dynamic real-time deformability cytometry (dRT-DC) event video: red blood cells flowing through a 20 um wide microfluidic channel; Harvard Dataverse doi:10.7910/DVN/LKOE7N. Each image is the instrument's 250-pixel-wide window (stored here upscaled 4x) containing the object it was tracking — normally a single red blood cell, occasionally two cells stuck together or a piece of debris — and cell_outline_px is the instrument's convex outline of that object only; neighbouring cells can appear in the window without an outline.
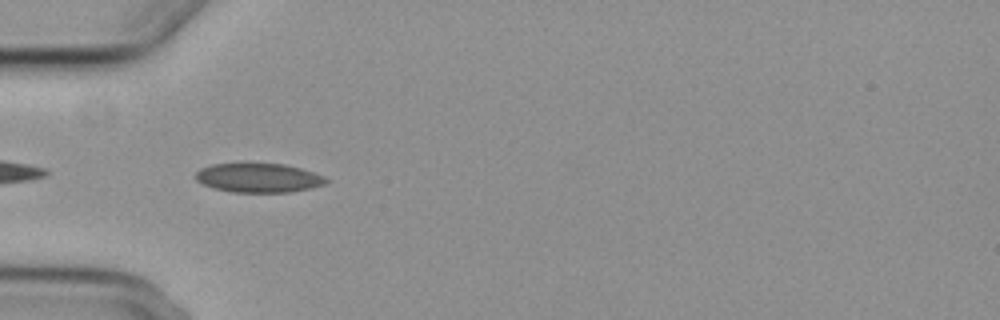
{"species": "common noctule bat (a hibernating species)", "species_latin": "Nyctalus noctula", "temperature_condition": "cold", "stored_images_in_passage": 7, "camera_frame_rate_fps": 3000, "um_per_image_px": 0.085, "animal": {"sex": "female", "body_mass_g": 29.2, "forearm_length_mm": 56.3}, "frame": {"image": 1, "passage_image": 5, "time_ms": 4.667, "image_size_px": [1000, 320], "cell_outline_px": [[328, 180], [324, 184], [312, 188], [292, 192], [232, 192], [212, 188], [196, 180], [196, 172], [200, 168], [212, 164], [284, 164], [300, 168], [324, 176]], "centroid_in_image_um": [21.97, 15.13], "position_along_channel_um": 63.0, "area_um2": 22.02}}
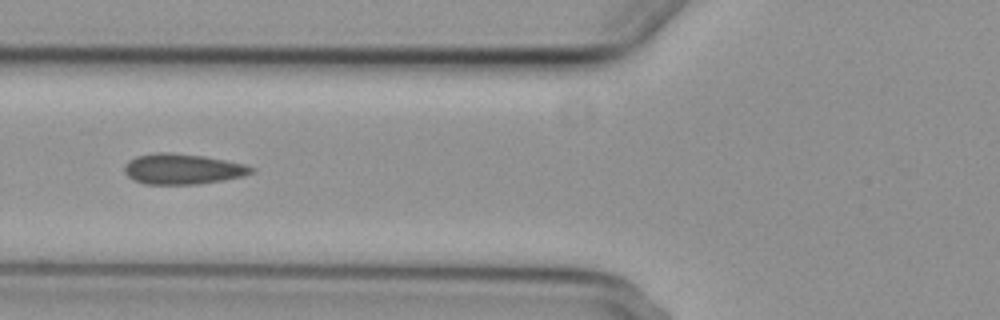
{"frame": {"image": 2, "passage_image": 6, "time_ms": 6.0, "image_size_px": [1000, 320], "cell_outline_px": [[256, 172], [244, 176], [224, 180], [200, 184], [144, 184], [132, 180], [124, 172], [124, 164], [128, 160], [136, 156], [156, 152], [172, 152], [204, 156], [244, 164], [256, 168]], "centroid_in_image_um": [15.52, 14.36], "position_along_channel_um": 110.3, "area_um2": 22.89}}
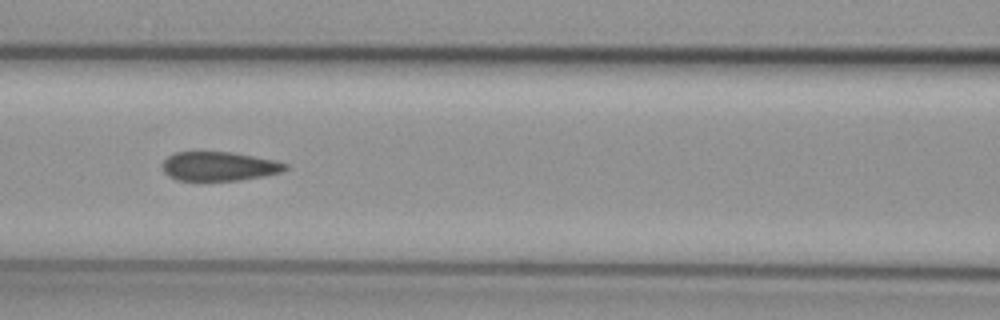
{"frame": {"image": 3, "passage_image": 7, "time_ms": 7.0, "image_size_px": [1000, 320], "cell_outline_px": [[288, 168], [280, 172], [260, 176], [236, 180], [176, 180], [168, 176], [164, 172], [160, 164], [168, 156], [176, 152], [232, 152], [276, 160], [288, 164]], "centroid_in_image_um": [18.58, 14.12], "position_along_channel_um": 148.0, "area_um2": 20.75}}